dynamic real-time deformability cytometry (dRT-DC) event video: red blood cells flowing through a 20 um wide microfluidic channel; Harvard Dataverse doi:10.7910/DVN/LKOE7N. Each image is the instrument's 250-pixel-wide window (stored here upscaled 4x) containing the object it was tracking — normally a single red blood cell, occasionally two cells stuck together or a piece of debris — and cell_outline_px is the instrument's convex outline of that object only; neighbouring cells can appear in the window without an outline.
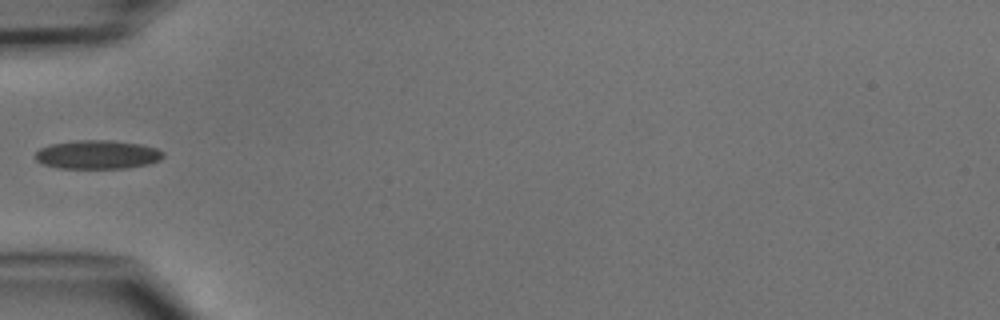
{"species": "common noctule bat (a hibernating species)", "species_latin": "Nyctalus noctula", "temperature_condition": "cold", "stored_images_in_passage": 4, "camera_frame_rate_fps": 3000, "um_per_image_px": 0.085, "animal": {"sex": "male", "body_mass_g": 15.6}, "frame": {"image": 1, "passage_image": 4, "time_ms": 4.333, "image_size_px": [1000, 320], "cell_outline_px": [[164, 156], [160, 160], [148, 164], [124, 168], [60, 168], [40, 164], [36, 160], [36, 152], [40, 148], [48, 144], [76, 140], [112, 140], [140, 144], [156, 148], [164, 152]], "centroid_in_image_um": [8.26, 13.13], "position_along_channel_um": 76.7, "area_um2": 21.56}}